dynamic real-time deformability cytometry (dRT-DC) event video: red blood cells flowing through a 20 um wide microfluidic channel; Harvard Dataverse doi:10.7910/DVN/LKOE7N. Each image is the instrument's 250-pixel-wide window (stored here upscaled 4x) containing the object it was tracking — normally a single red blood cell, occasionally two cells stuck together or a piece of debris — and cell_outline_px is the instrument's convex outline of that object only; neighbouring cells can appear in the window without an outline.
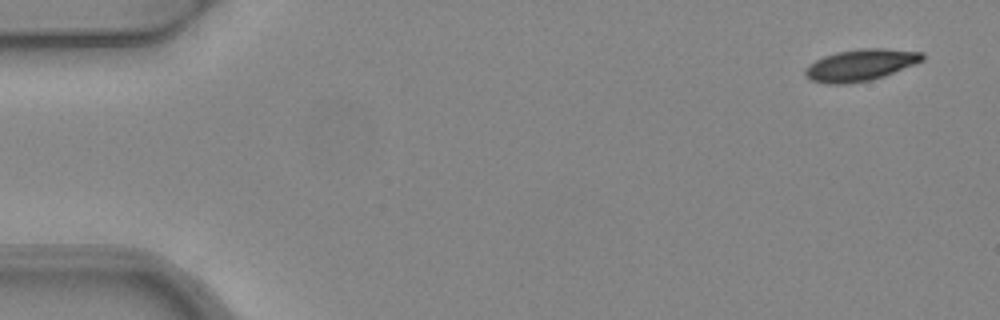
{"species": "common noctule bat (a hibernating species)", "species_latin": "Nyctalus noctula", "temperature_condition": "warm", "stored_images_in_passage": 3, "camera_frame_rate_fps": 3000, "um_per_image_px": 0.085, "animal": {"sex": "female", "body_mass_g": 24.6, "forearm_length_mm": 56.2}, "frame": {"image": 1, "passage_image": 1, "time_ms": 0.0, "image_size_px": [1000, 320], "cell_outline_px": [[924, 60], [916, 64], [884, 76], [872, 80], [844, 84], [828, 84], [812, 80], [804, 72], [808, 64], [824, 56], [836, 52], [860, 48], [884, 48], [924, 52]], "centroid_in_image_um": [73.18, 5.52], "position_along_channel_um": 11.8, "area_um2": 21.68}}